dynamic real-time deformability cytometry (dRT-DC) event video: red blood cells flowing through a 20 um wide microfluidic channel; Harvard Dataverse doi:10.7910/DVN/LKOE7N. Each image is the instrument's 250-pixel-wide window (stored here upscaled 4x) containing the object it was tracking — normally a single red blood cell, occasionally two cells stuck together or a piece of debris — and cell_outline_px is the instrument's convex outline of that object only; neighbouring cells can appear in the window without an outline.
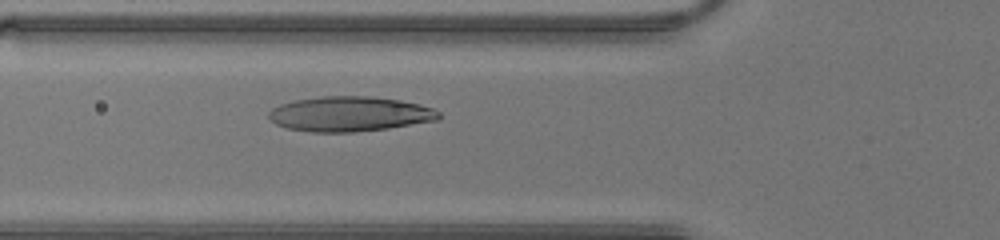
{"species": "human", "species_latin": "Homo sapiens", "temperature_condition": "warm", "stored_images_in_passage": 38, "camera_frame_rate_fps": 3000, "um_per_image_px": 0.085, "donor": {"sex": "male"}, "frame": {"image": 1, "passage_image": 11, "time_ms": 3.333, "image_size_px": [1000, 240], "cell_outline_px": [[440, 116], [436, 120], [388, 128], [356, 132], [312, 132], [288, 128], [276, 124], [268, 116], [268, 112], [272, 108], [280, 104], [292, 100], [320, 96], [372, 96], [400, 100], [420, 104], [432, 108], [440, 112]], "centroid_in_image_um": [29.7, 9.68], "position_along_channel_um": 96.1, "area_um2": 34.68}}
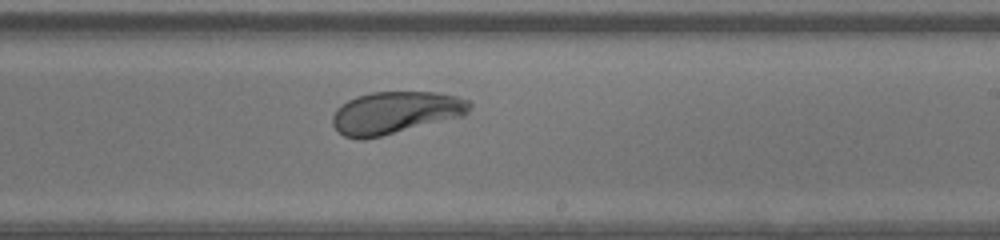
{"frame": {"image": 2, "passage_image": 21, "time_ms": 6.667, "image_size_px": [1000, 240], "cell_outline_px": [[472, 104], [468, 112], [464, 116], [364, 140], [360, 140], [344, 136], [332, 124], [332, 116], [336, 108], [340, 104], [356, 96], [372, 92], [436, 92], [456, 96], [468, 100]], "centroid_in_image_um": [33.59, 9.57], "position_along_channel_um": 255.4, "area_um2": 33.87}}
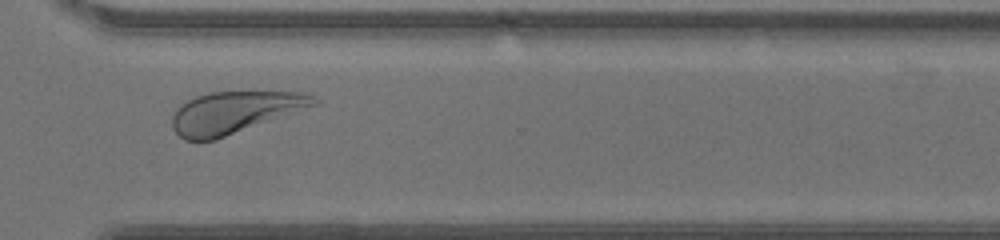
{"frame": {"image": 3, "passage_image": 27, "time_ms": 8.667, "image_size_px": [1000, 240], "cell_outline_px": [[320, 100], [316, 104], [216, 140], [184, 140], [172, 128], [172, 116], [176, 108], [180, 104], [196, 96], [212, 92], [308, 92]], "centroid_in_image_um": [19.89, 9.55], "position_along_channel_um": 350.7, "area_um2": 34.22}}